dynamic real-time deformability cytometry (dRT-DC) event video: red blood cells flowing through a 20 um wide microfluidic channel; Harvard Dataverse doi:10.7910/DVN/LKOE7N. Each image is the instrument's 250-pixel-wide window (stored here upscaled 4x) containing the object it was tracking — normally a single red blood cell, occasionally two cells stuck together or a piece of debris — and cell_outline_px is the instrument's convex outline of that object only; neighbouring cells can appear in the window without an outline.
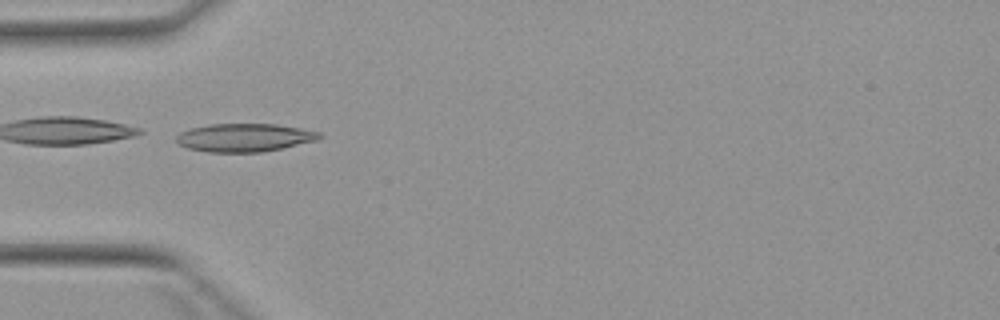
{"species": "Egyptian fruit bat (a non-hibernating species)", "species_latin": "Rousettus aegyptiacus", "temperature_condition": "warm", "stored_images_in_passage": 5, "camera_frame_rate_fps": 3000, "um_per_image_px": 0.085, "animal": {"sex": "female"}, "frame": {"image": 1, "passage_image": 3, "time_ms": 4.333, "image_size_px": [1000, 320], "cell_outline_px": [[320, 136], [316, 140], [280, 148], [260, 152], [208, 152], [188, 148], [180, 144], [176, 140], [176, 136], [180, 132], [192, 128], [208, 124], [276, 124], [300, 128], [320, 132]], "centroid_in_image_um": [20.74, 11.69], "position_along_channel_um": 64.3, "area_um2": 23.18}}